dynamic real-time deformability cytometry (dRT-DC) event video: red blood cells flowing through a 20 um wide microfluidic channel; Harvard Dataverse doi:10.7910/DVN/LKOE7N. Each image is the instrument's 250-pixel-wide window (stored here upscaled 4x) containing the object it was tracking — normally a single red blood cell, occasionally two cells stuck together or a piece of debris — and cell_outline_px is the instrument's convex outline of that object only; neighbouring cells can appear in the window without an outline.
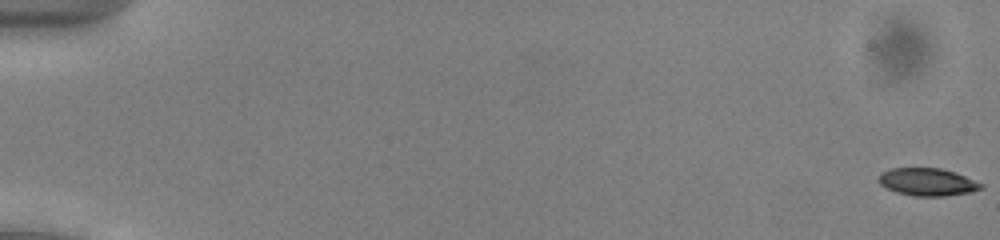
{"species": "common noctule bat (a hibernating species)", "species_latin": "Nyctalus noctula", "temperature_condition": "cold", "stored_images_in_passage": 54, "camera_frame_rate_fps": 3000, "um_per_image_px": 0.085, "animal": {"sex": "male", "body_mass_g": 13.0, "forearm_length_mm": 53.1}, "frame": {"image": 1, "passage_image": 1, "time_ms": 0.0, "image_size_px": [1000, 240], "cell_outline_px": [[984, 188], [972, 192], [944, 196], [916, 196], [896, 192], [880, 184], [876, 180], [880, 172], [892, 168], [940, 168], [956, 172], [984, 184]], "centroid_in_image_um": [78.84, 15.46], "position_along_channel_um": 6.2, "area_um2": 16.65}}
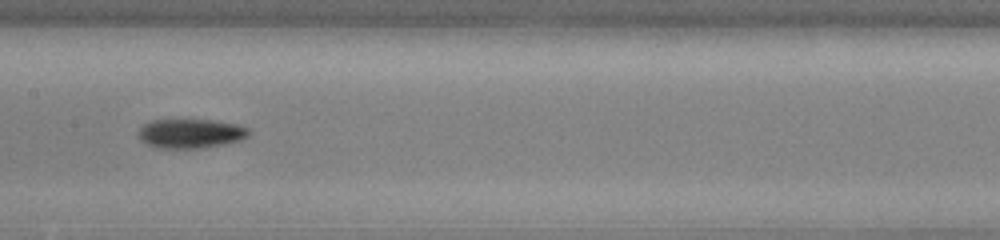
{"frame": {"image": 2, "passage_image": 29, "time_ms": 9.333, "image_size_px": [1000, 240], "cell_outline_px": [[248, 136], [240, 140], [204, 148], [156, 148], [140, 140], [136, 136], [136, 132], [144, 124], [152, 120], [212, 120], [236, 124], [248, 128]], "centroid_in_image_um": [16.14, 11.35], "position_along_channel_um": 191.3, "area_um2": 18.84}}
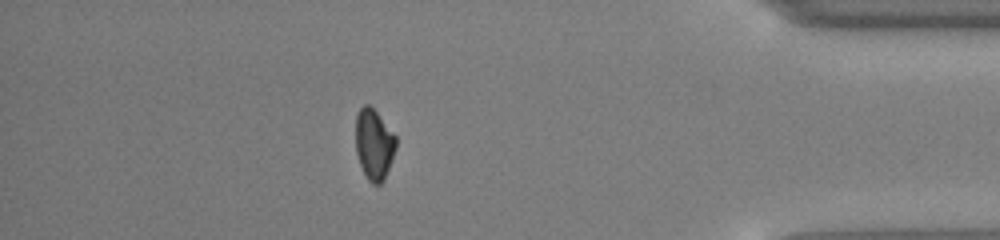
{"frame": {"image": 3, "passage_image": 48, "time_ms": 15.667, "image_size_px": [1000, 240], "cell_outline_px": [[396, 148], [384, 180], [380, 184], [372, 184], [368, 180], [360, 164], [356, 152], [356, 116], [360, 108], [364, 104], [368, 104], [376, 112], [396, 136]], "centroid_in_image_um": [31.79, 12.27], "position_along_channel_um": 403.4, "area_um2": 16.42}, "authors_computed_cell_mechanics": {"area_um2": 17.4267, "velocity_mm_per_s": 3.9338, "shape_relaxation_time_tau1_ms": 3.2681, "shape_relaxation_time_tau2_ms": 9.4568, "deformation_change_tau1": 0.0781, "deformation_change_tau2": 0.139}}